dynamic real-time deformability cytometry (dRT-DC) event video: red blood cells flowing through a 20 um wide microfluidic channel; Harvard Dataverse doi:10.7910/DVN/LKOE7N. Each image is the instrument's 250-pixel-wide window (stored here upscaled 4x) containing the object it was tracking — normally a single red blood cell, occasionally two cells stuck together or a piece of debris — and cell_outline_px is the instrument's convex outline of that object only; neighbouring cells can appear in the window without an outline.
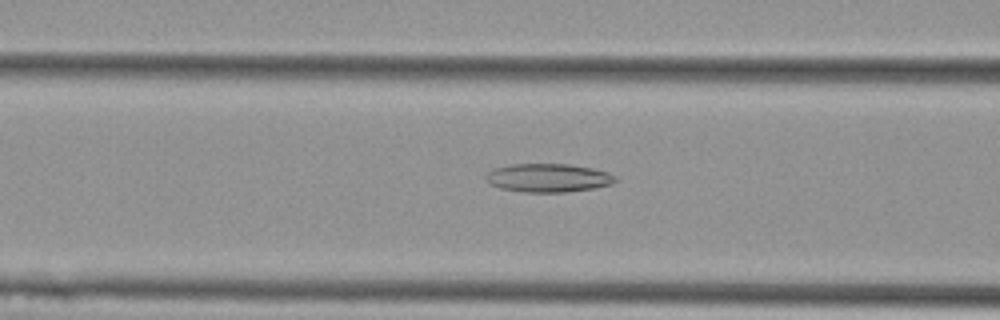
{"species": "Egyptian fruit bat (a non-hibernating species)", "species_latin": "Rousettus aegyptiacus", "temperature_condition": "cold", "stored_images_in_passage": 54, "camera_frame_rate_fps": 3000, "um_per_image_px": 0.085, "animal": {"sex": "female"}, "frame": {"image": 1, "passage_image": 22, "time_ms": 7.0, "image_size_px": [1000, 320], "cell_outline_px": [[616, 180], [612, 184], [592, 188], [564, 192], [524, 192], [500, 188], [492, 184], [484, 176], [488, 172], [496, 168], [512, 164], [568, 164], [592, 168], [608, 172], [616, 176]], "centroid_in_image_um": [46.61, 15.11], "position_along_channel_um": 120.0, "area_um2": 21.27}}
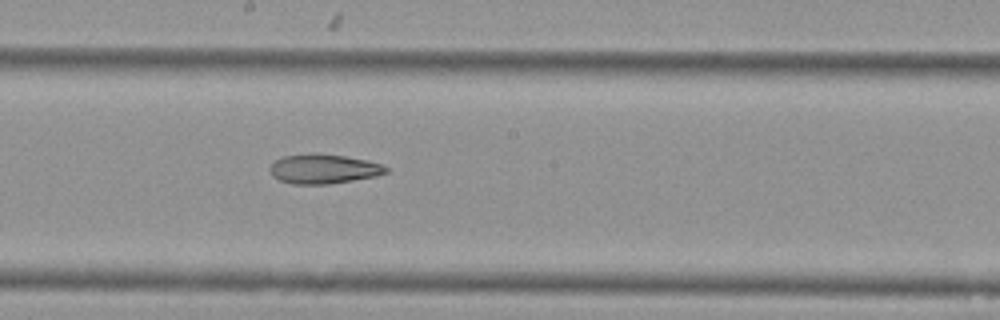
{"frame": {"image": 2, "passage_image": 30, "time_ms": 9.667, "image_size_px": [1000, 320], "cell_outline_px": [[388, 172], [376, 176], [328, 184], [292, 184], [280, 180], [272, 176], [268, 168], [276, 160], [284, 156], [312, 152], [316, 152], [344, 156], [368, 160], [380, 164], [388, 168]], "centroid_in_image_um": [27.48, 14.34], "position_along_channel_um": 220.7, "area_um2": 20.06}}
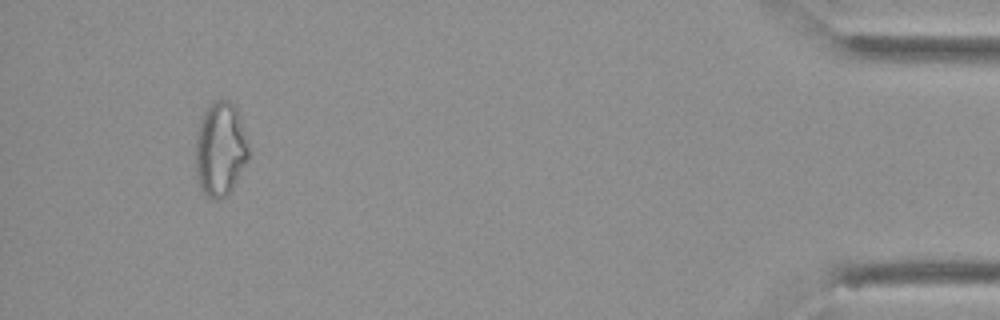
{"frame": {"image": 3, "passage_image": 51, "time_ms": 16.667, "image_size_px": [1000, 320], "cell_outline_px": [[248, 160], [232, 188], [224, 196], [216, 200], [208, 196], [200, 188], [196, 180], [196, 132], [200, 120], [208, 104], [212, 100], [228, 100], [236, 108], [240, 116], [248, 148]], "centroid_in_image_um": [18.7, 12.65], "position_along_channel_um": 416.5, "area_um2": 29.02}}